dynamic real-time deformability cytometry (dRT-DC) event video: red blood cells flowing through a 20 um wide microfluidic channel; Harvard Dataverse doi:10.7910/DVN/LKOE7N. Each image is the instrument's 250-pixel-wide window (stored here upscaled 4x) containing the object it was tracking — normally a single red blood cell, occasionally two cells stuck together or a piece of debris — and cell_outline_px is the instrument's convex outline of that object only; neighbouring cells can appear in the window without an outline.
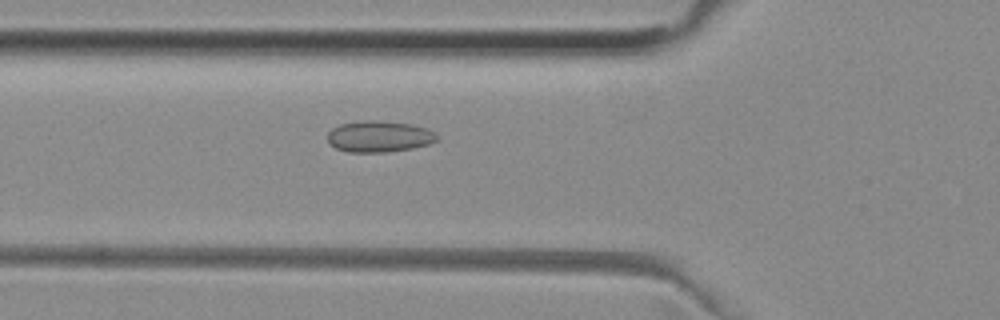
{"species": "common noctule bat (a hibernating species)", "species_latin": "Nyctalus noctula", "temperature_condition": "room temperature", "stored_images_in_passage": 35, "camera_frame_rate_fps": 3000, "um_per_image_px": 0.085, "animal": {"sex": "female", "body_mass_g": 29.2, "forearm_length_mm": 56.3}, "frame": {"image": 1, "passage_image": 3, "time_ms": 0.667, "image_size_px": [1000, 320], "cell_outline_px": [[436, 140], [428, 144], [412, 148], [388, 152], [348, 152], [336, 148], [328, 140], [328, 132], [332, 128], [340, 124], [360, 120], [376, 120], [412, 124], [424, 128], [432, 132], [436, 136]], "centroid_in_image_um": [32.18, 11.59], "position_along_channel_um": 93.6, "area_um2": 19.77}}
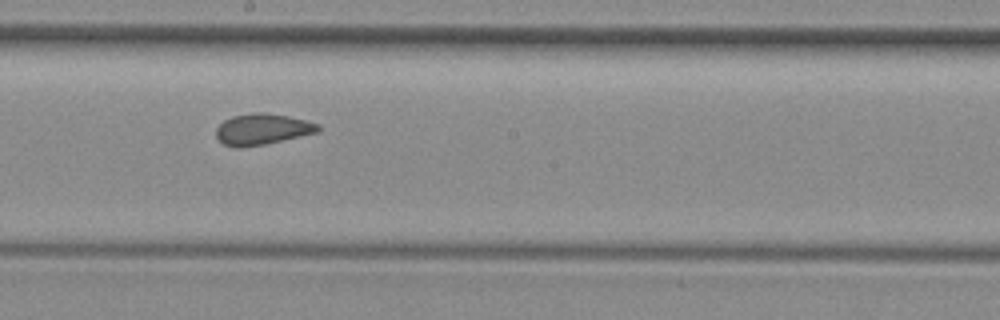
{"frame": {"image": 2, "passage_image": 13, "time_ms": 4.0, "image_size_px": [1000, 320], "cell_outline_px": [[320, 128], [316, 132], [264, 144], [240, 148], [236, 148], [224, 144], [216, 136], [216, 128], [224, 120], [232, 116], [256, 112], [264, 112], [288, 116], [320, 124]], "centroid_in_image_um": [22.25, 10.97], "position_along_channel_um": 225.9, "area_um2": 18.21}}
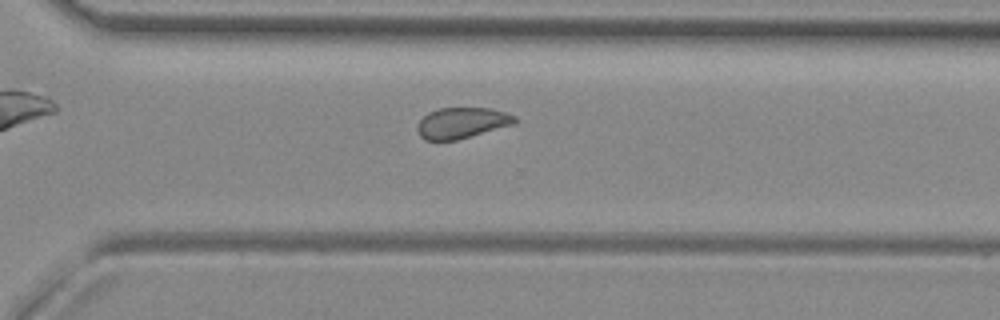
{"frame": {"image": 3, "passage_image": 21, "time_ms": 6.667, "image_size_px": [1000, 320], "cell_outline_px": [[520, 120], [516, 124], [456, 140], [424, 140], [420, 136], [416, 128], [416, 124], [428, 112], [440, 108], [492, 108], [516, 116]], "centroid_in_image_um": [39.28, 10.44], "position_along_channel_um": 331.3, "area_um2": 17.74}, "authors_computed_cell_mechanics": {"area_um2": 18.496, "velocity_mm_per_s": 3.9618, "shape_relaxation_time_tau1_ms": null, "shape_relaxation_time_tau2_ms": 1.2738, "deformation_change_tau1": null, "deformation_change_tau2": 0.0633}}